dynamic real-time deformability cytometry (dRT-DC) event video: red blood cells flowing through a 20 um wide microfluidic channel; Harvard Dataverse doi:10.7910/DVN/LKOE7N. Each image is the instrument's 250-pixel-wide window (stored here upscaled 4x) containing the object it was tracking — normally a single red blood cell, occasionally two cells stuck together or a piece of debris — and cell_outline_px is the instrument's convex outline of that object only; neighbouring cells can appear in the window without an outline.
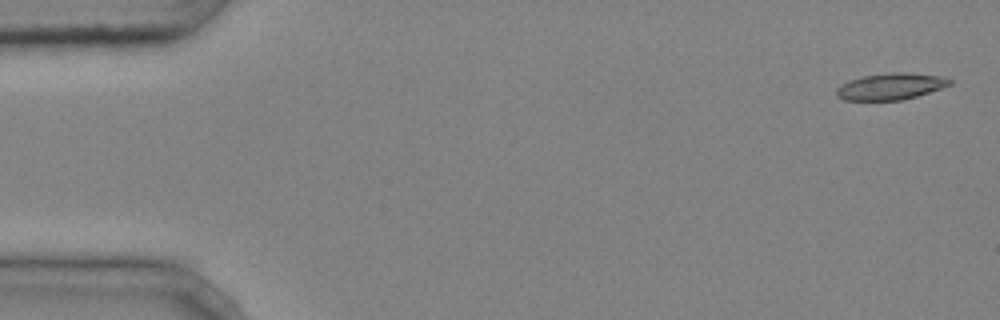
{"species": "common noctule bat (a hibernating species)", "species_latin": "Nyctalus noctula", "temperature_condition": "cold", "stored_images_in_passage": 1, "camera_frame_rate_fps": 3000, "um_per_image_px": 0.085, "animal": {"sex": "male", "body_mass_g": 20.4}, "frame": {"image": 1, "passage_image": 1, "time_ms": 0.0, "image_size_px": [1000, 320], "cell_outline_px": [[952, 84], [904, 100], [844, 100], [836, 96], [836, 88], [852, 80], [864, 76], [892, 72], [900, 72], [944, 76], [952, 80]], "centroid_in_image_um": [75.73, 7.35], "position_along_channel_um": 9.3, "area_um2": 17.28}}